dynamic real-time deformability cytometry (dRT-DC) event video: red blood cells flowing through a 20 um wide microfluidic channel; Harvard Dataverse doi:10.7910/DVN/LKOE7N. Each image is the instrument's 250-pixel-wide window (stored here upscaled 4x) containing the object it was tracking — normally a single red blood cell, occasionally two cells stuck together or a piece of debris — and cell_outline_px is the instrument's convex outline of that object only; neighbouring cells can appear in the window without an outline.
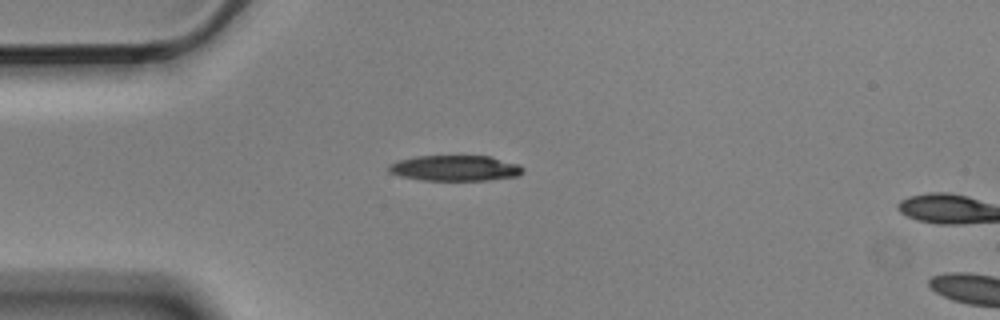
{"species": "Egyptian fruit bat (a non-hibernating species)", "species_latin": "Rousettus aegyptiacus", "temperature_condition": "cold", "stored_images_in_passage": 2, "camera_frame_rate_fps": 3000, "um_per_image_px": 0.085, "animal": {"sex": "male"}, "frame": {"image": 1, "passage_image": 1, "time_ms": 0.0, "image_size_px": [1000, 320], "cell_outline_px": [[524, 172], [520, 176], [488, 180], [420, 180], [400, 176], [388, 172], [388, 164], [396, 160], [416, 156], [488, 156], [520, 164], [524, 168]], "centroid_in_image_um": [38.68, 14.29], "position_along_channel_um": 46.3, "area_um2": 20.29}}